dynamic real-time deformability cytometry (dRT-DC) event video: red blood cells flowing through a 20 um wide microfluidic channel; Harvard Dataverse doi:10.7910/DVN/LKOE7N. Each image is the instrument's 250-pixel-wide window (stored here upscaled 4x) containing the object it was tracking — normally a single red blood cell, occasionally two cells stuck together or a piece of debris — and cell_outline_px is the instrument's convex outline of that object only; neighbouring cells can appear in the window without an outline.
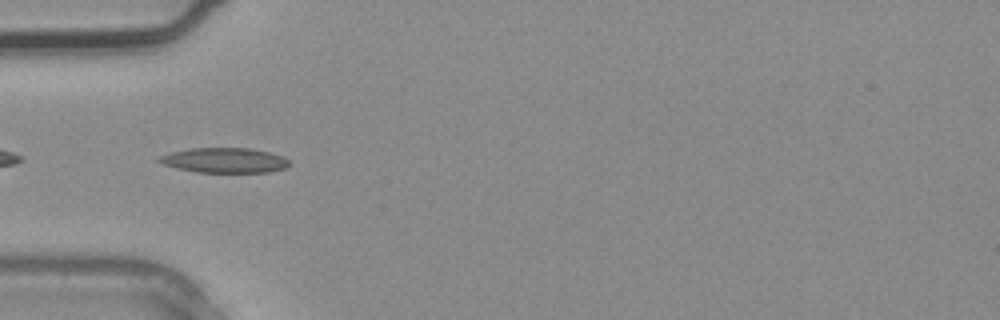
{"species": "common noctule bat (a hibernating species)", "species_latin": "Nyctalus noctula", "temperature_condition": "warm", "stored_images_in_passage": 2, "camera_frame_rate_fps": 3000, "um_per_image_px": 0.085, "animal": {"sex": "male", "body_mass_g": 20.4}, "frame": {"image": 1, "passage_image": 2, "time_ms": 0.333, "image_size_px": [1000, 320], "cell_outline_px": [[292, 164], [284, 168], [268, 172], [196, 172], [176, 168], [164, 164], [156, 160], [160, 156], [172, 152], [188, 148], [252, 148], [284, 156]], "centroid_in_image_um": [19.1, 13.62], "position_along_channel_um": 65.9, "area_um2": 18.96}}